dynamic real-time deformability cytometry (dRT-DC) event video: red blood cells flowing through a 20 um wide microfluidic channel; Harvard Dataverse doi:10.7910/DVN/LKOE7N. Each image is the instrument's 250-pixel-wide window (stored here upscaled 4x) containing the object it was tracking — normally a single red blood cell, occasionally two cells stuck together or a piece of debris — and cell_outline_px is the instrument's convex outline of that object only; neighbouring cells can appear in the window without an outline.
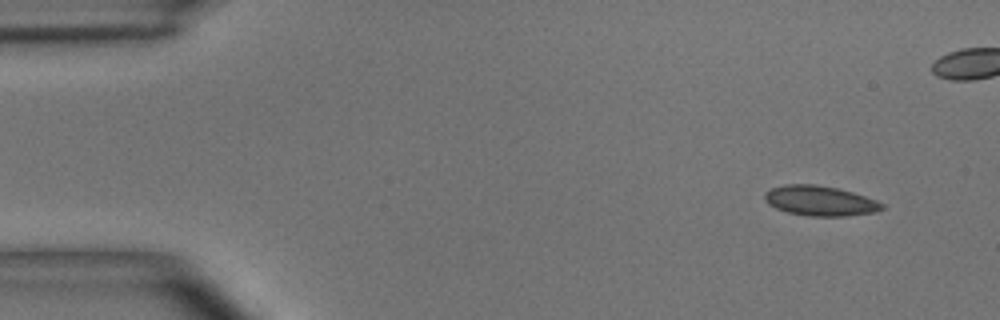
{"species": "common noctule bat (a hibernating species)", "species_latin": "Nyctalus noctula", "temperature_condition": "room temperature", "stored_images_in_passage": 5, "segment_of_instrument_passage": [2, 2], "camera_frame_rate_fps": 3000, "um_per_image_px": 0.085, "animal": {"sex": "male", "body_mass_g": 15.6}, "frame": {"image": 1, "passage_image": 5, "time_ms": 5.0, "image_size_px": [1000, 320], "cell_outline_px": [[884, 208], [876, 212], [844, 216], [808, 216], [788, 212], [776, 208], [768, 204], [764, 200], [764, 192], [772, 188], [784, 184], [816, 184], [836, 188], [852, 192], [876, 200], [884, 204]], "centroid_in_image_um": [69.68, 17.06], "position_along_channel_um": 15.3, "area_um2": 20.52}}